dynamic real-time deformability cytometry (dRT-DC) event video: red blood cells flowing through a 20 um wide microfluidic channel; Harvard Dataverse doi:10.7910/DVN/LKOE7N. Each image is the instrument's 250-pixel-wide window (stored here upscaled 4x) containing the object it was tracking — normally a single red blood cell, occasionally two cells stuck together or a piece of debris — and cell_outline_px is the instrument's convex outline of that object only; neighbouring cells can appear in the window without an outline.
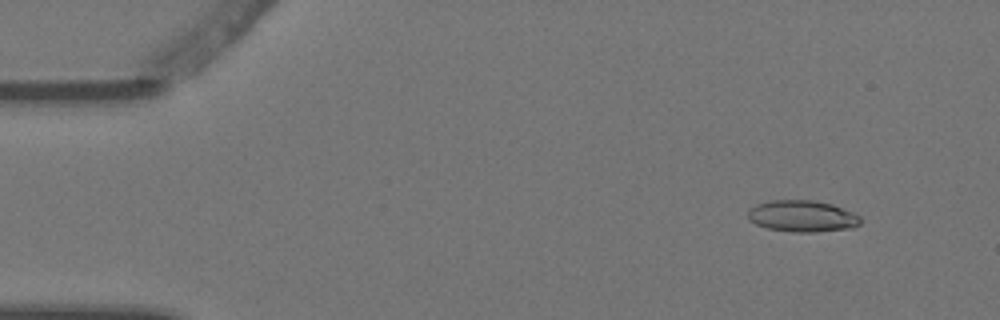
{"species": "Egyptian fruit bat (a non-hibernating species)", "species_latin": "Rousettus aegyptiacus", "temperature_condition": "warm", "stored_images_in_passage": 7, "camera_frame_rate_fps": 3000, "um_per_image_px": 0.085, "animal": {"sex": "female"}, "frame": {"image": 1, "passage_image": 2, "time_ms": 0.333, "image_size_px": [1000, 320], "cell_outline_px": [[860, 224], [852, 228], [816, 232], [792, 232], [768, 228], [756, 224], [748, 220], [748, 208], [756, 204], [772, 200], [812, 200], [832, 204], [852, 212], [860, 216]], "centroid_in_image_um": [68.17, 18.37], "position_along_channel_um": 16.8, "area_um2": 20.75}}
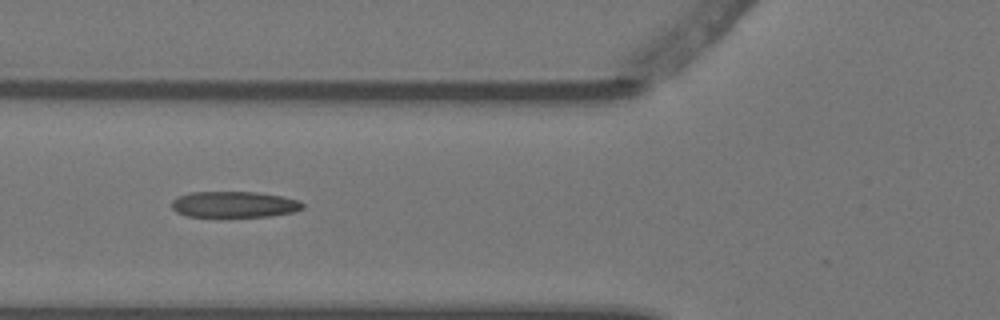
{"frame": {"image": 2, "passage_image": 5, "time_ms": 1.333, "image_size_px": [1000, 320], "cell_outline_px": [[304, 208], [292, 212], [268, 216], [188, 216], [176, 212], [172, 208], [172, 200], [176, 196], [188, 192], [256, 192], [280, 196], [300, 200], [304, 204]], "centroid_in_image_um": [19.88, 17.36], "position_along_channel_um": 105.9, "area_um2": 19.83}}
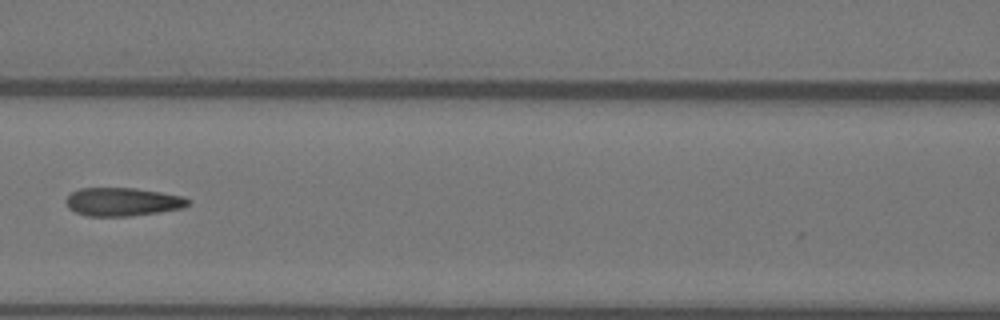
{"frame": {"image": 3, "passage_image": 6, "time_ms": 1.667, "image_size_px": [1000, 320], "cell_outline_px": [[192, 200], [184, 208], [132, 216], [88, 216], [76, 212], [68, 208], [64, 200], [72, 192], [80, 188], [136, 188], [184, 196]], "centroid_in_image_um": [10.43, 17.15], "position_along_channel_um": 156.2, "area_um2": 20.29}}